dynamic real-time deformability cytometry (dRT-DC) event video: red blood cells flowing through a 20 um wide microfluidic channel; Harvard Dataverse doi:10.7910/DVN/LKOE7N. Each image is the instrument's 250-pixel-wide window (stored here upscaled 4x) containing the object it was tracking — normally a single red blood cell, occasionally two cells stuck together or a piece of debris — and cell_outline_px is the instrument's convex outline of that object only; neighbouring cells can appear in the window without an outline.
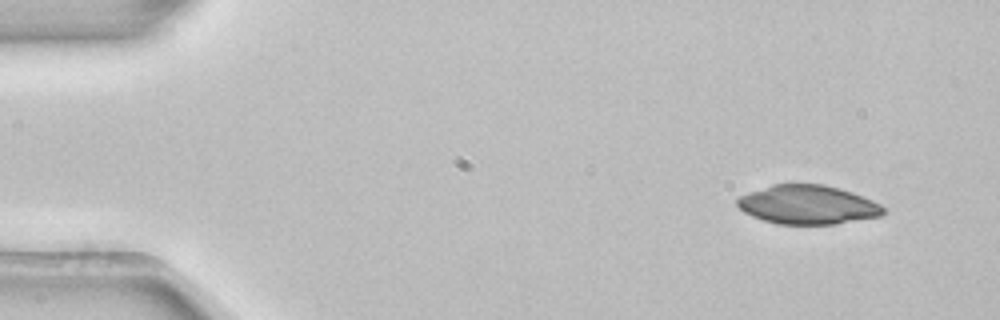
{"species": "common noctule bat (a hibernating species)", "species_latin": "Nyctalus noctula", "temperature_condition": "room temperature", "stored_images_in_passage": 2, "camera_frame_rate_fps": 3000, "um_per_image_px": 0.085, "animal": {"sex": "female", "body_mass_g": 22.7, "forearm_length_mm": 54.2}, "frame": {"image": 1, "passage_image": 1, "time_ms": 0.0, "image_size_px": [1000, 320], "cell_outline_px": [[884, 212], [880, 216], [836, 224], [776, 224], [752, 216], [744, 212], [736, 204], [736, 200], [740, 196], [748, 192], [772, 184], [824, 184], [840, 188], [852, 192], [872, 200], [880, 204], [884, 208]], "centroid_in_image_um": [68.64, 17.4], "position_along_channel_um": 16.4, "area_um2": 33.18}}